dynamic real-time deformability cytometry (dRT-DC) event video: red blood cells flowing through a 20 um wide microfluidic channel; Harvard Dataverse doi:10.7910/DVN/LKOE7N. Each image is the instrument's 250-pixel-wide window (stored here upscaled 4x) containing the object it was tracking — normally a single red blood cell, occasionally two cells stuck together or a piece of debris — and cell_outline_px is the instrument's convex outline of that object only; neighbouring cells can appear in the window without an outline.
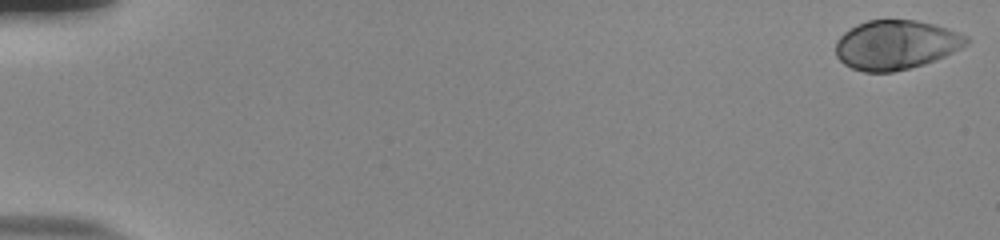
{"species": "human", "species_latin": "Homo sapiens", "temperature_condition": "room temperature", "stored_images_in_passage": 55, "camera_frame_rate_fps": 3000, "um_per_image_px": 0.085, "donor": {"sex": "male"}, "frame": {"image": 1, "passage_image": 1, "time_ms": 0.0, "image_size_px": [1000, 240], "cell_outline_px": [[972, 40], [968, 44], [944, 56], [924, 64], [892, 72], [864, 72], [852, 68], [844, 64], [836, 56], [836, 40], [848, 28], [856, 24], [868, 20], [916, 20], [936, 24], [948, 28], [968, 36]], "centroid_in_image_um": [76.15, 3.8], "position_along_channel_um": 8.8, "area_um2": 37.74}}
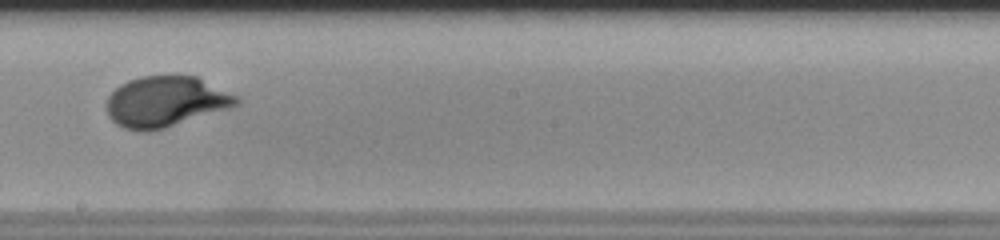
{"frame": {"image": 2, "passage_image": 33, "time_ms": 10.667, "image_size_px": [1000, 240], "cell_outline_px": [[240, 104], [228, 108], [164, 128], [148, 132], [144, 132], [124, 128], [116, 124], [108, 116], [104, 104], [108, 96], [120, 84], [128, 80], [140, 76], [196, 76], [240, 96]], "centroid_in_image_um": [14.05, 8.63], "position_along_channel_um": 234.1, "area_um2": 38.49}}
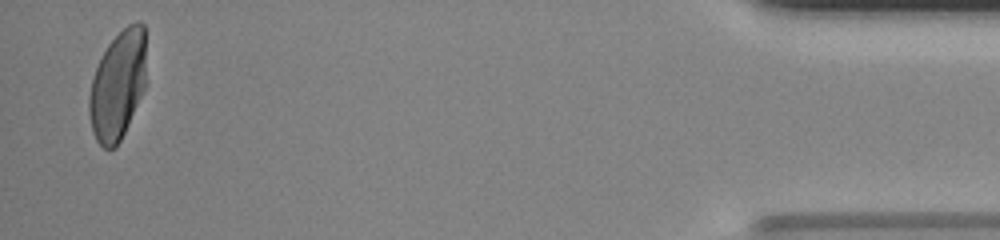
{"frame": {"image": 3, "passage_image": 54, "time_ms": 17.667, "image_size_px": [1000, 240], "cell_outline_px": [[144, 88], [128, 124], [120, 140], [112, 148], [104, 148], [96, 140], [92, 132], [88, 112], [88, 100], [92, 80], [96, 68], [108, 44], [128, 24], [136, 20], [140, 20], [144, 24]], "centroid_in_image_um": [9.98, 7.24], "position_along_channel_um": 425.2, "area_um2": 35.55}, "authors_computed_cell_mechanics": {"area_um2": 37.2232, "velocity_mm_per_s": 3.7886, "shape_relaxation_time_tau1_ms": 3.3868, "shape_relaxation_time_tau2_ms": null, "deformation_change_tau1": 0.1899, "deformation_change_tau2": null}}